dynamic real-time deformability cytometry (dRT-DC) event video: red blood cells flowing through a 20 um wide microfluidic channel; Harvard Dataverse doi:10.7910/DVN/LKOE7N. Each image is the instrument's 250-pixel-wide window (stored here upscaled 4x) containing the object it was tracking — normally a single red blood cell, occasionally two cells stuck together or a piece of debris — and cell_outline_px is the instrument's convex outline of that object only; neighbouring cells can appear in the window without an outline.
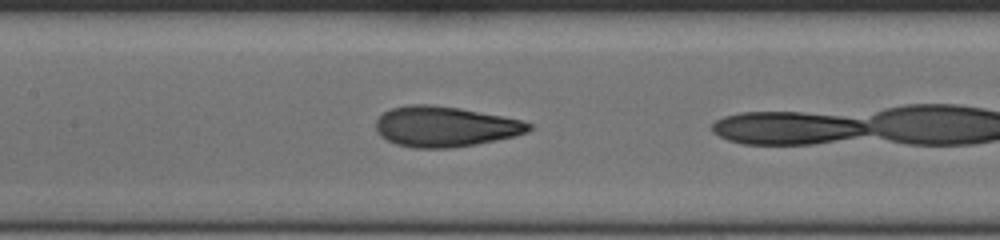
{"species": "human", "species_latin": "Homo sapiens", "temperature_condition": "cold", "stored_images_in_passage": 9, "camera_frame_rate_fps": 3000, "um_per_image_px": 0.085, "donor": {"sex": "female"}, "frame": {"image": 1, "passage_image": 8, "time_ms": 2.333, "image_size_px": [1000, 240], "cell_outline_px": [[532, 128], [528, 132], [516, 136], [476, 144], [452, 148], [412, 148], [396, 144], [380, 136], [376, 128], [376, 120], [384, 112], [392, 108], [408, 104], [432, 104], [460, 108], [524, 120], [532, 124]], "centroid_in_image_um": [37.85, 10.76], "position_along_channel_um": 169.6, "area_um2": 36.24}}